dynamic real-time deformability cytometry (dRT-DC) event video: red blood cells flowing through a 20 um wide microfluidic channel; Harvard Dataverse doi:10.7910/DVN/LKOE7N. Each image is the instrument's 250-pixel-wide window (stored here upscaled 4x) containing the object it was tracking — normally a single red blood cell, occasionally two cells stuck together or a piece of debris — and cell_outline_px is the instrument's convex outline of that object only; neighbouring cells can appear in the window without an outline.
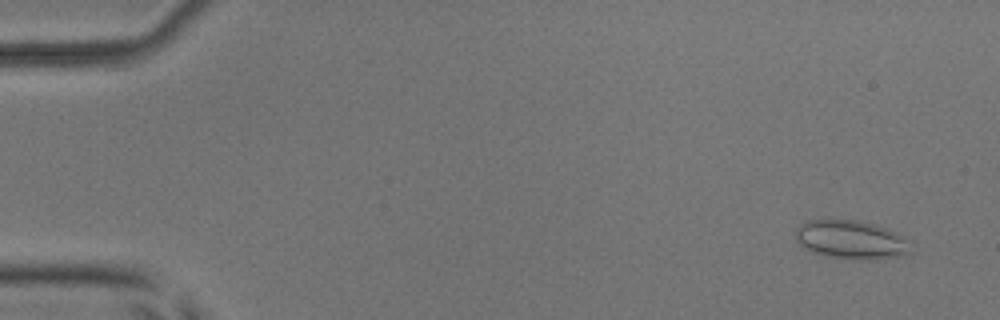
{"species": "common noctule bat (a hibernating species)", "species_latin": "Nyctalus noctula", "temperature_condition": "room temperature", "stored_images_in_passage": 17, "camera_frame_rate_fps": 3000, "um_per_image_px": 0.085, "animal": {"sex": "male", "body_mass_g": 17.9, "forearm_length_mm": 54.2}, "frame": {"image": 1, "passage_image": 3, "time_ms": 0.667, "image_size_px": [1000, 320], "cell_outline_px": [[912, 252], [904, 256], [872, 260], [860, 260], [828, 256], [812, 252], [804, 248], [796, 240], [796, 228], [804, 220], [820, 216], [860, 220], [876, 224], [888, 228], [904, 236], [908, 240]], "centroid_in_image_um": [72.33, 20.32], "position_along_channel_um": 12.7, "area_um2": 27.22}}